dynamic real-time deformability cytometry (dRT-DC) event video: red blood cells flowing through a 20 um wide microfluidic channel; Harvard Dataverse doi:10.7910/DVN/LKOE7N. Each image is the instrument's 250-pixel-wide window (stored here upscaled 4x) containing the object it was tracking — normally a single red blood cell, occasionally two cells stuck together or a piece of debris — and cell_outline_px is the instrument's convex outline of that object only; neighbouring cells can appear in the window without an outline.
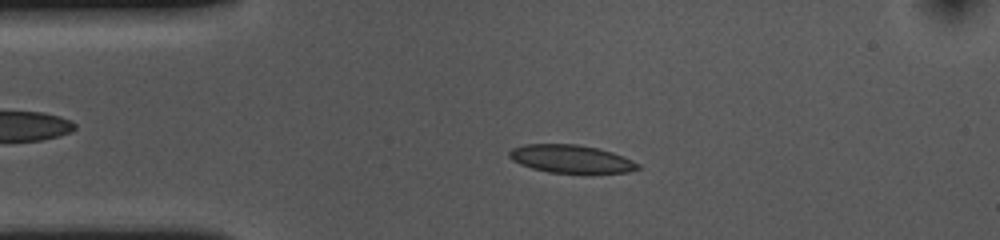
{"species": "common noctule bat (a hibernating species)", "species_latin": "Nyctalus noctula", "temperature_condition": "cold", "stored_images_in_passage": 53, "camera_frame_rate_fps": 3000, "um_per_image_px": 0.085, "animal": {"sex": "female", "body_mass_g": 10.0, "forearm_length_mm": 53.1}, "frame": {"image": 1, "passage_image": 10, "time_ms": 3.0, "image_size_px": [1000, 240], "cell_outline_px": [[640, 168], [628, 172], [548, 172], [532, 168], [520, 164], [512, 160], [508, 156], [508, 152], [512, 148], [524, 144], [576, 144], [596, 148], [612, 152], [624, 156], [640, 164]], "centroid_in_image_um": [48.51, 13.49], "position_along_channel_um": 36.5, "area_um2": 20.75}}
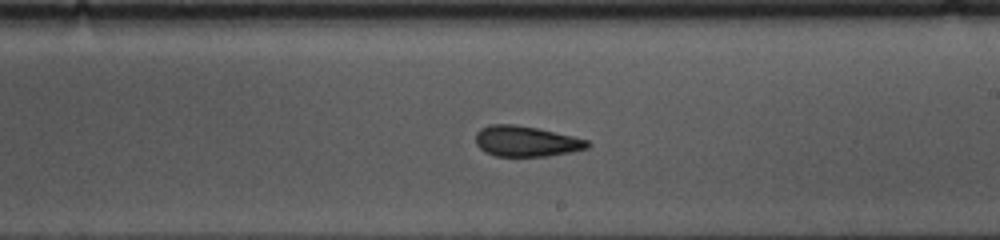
{"frame": {"image": 2, "passage_image": 29, "time_ms": 9.333, "image_size_px": [1000, 240], "cell_outline_px": [[592, 144], [588, 148], [572, 152], [548, 156], [496, 156], [480, 148], [476, 144], [476, 132], [480, 128], [488, 124], [516, 124], [536, 128], [572, 136], [588, 140]], "centroid_in_image_um": [44.73, 12.0], "position_along_channel_um": 244.3, "area_um2": 19.94}}
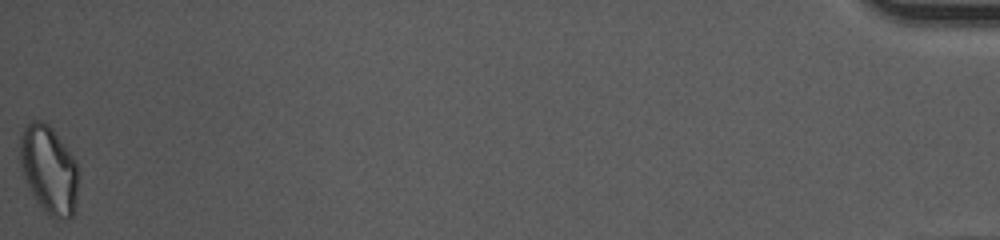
{"frame": {"image": 3, "passage_image": 53, "time_ms": 17.333, "image_size_px": [1000, 240], "cell_outline_px": [[76, 204], [72, 216], [68, 220], [56, 220], [48, 216], [36, 200], [24, 176], [20, 164], [20, 132], [32, 120], [40, 120], [48, 124], [52, 128], [76, 160]], "centroid_in_image_um": [4.15, 14.43], "position_along_channel_um": 431.1, "area_um2": 29.77}, "authors_computed_cell_mechanics": {"area_um2": 20.9236, "velocity_mm_per_s": 3.6474, "shape_relaxation_time_tau1_ms": 4.8631, "shape_relaxation_time_tau2_ms": 2.9222, "deformation_change_tau1": 0.1337, "deformation_change_tau2": 0.0816}}